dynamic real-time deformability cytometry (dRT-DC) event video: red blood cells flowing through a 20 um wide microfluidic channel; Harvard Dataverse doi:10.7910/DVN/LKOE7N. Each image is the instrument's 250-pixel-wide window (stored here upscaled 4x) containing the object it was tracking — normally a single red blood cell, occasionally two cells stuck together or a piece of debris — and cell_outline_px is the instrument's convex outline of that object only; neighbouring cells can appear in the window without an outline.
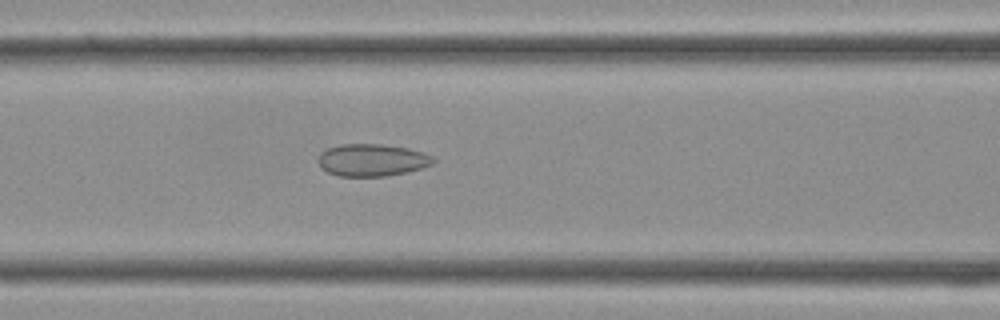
{"species": "Egyptian fruit bat (a non-hibernating species)", "species_latin": "Rousettus aegyptiacus", "temperature_condition": "cold", "stored_images_in_passage": 35, "camera_frame_rate_fps": 3000, "um_per_image_px": 0.085, "frame": {"image": 1, "passage_image": 14, "time_ms": 4.333, "image_size_px": [1000, 320], "cell_outline_px": [[436, 160], [432, 164], [420, 168], [404, 172], [384, 176], [340, 176], [328, 172], [320, 168], [316, 160], [320, 152], [328, 148], [340, 144], [380, 144], [408, 148], [424, 152], [432, 156]], "centroid_in_image_um": [31.57, 13.59], "position_along_channel_um": 135.0, "area_um2": 21.68}}
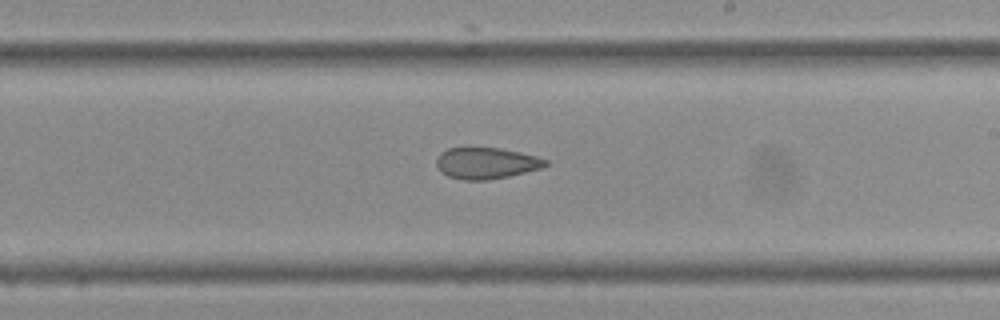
{"frame": {"image": 2, "passage_image": 20, "time_ms": 6.333, "image_size_px": [1000, 320], "cell_outline_px": [[548, 164], [540, 168], [508, 176], [488, 180], [464, 180], [448, 176], [440, 172], [436, 164], [436, 156], [440, 152], [448, 148], [500, 148], [520, 152], [536, 156], [548, 160]], "centroid_in_image_um": [41.29, 13.86], "position_along_channel_um": 247.7, "area_um2": 19.88}}
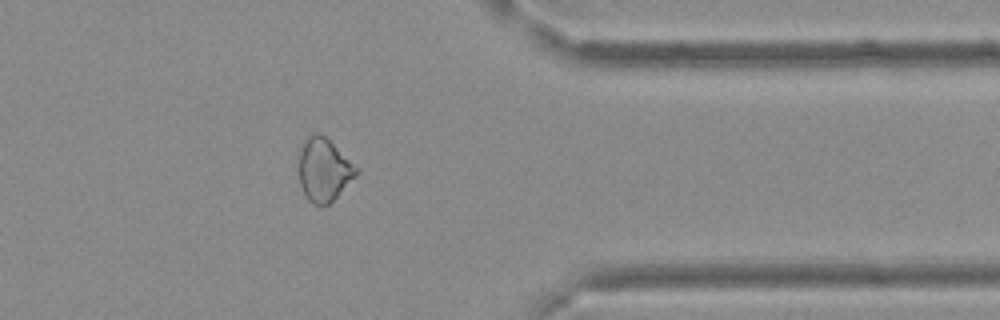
{"frame": {"image": 3, "passage_image": 28, "time_ms": 9.0, "image_size_px": [1000, 320], "cell_outline_px": [[360, 172], [328, 204], [320, 208], [312, 204], [308, 200], [300, 184], [300, 152], [304, 140], [308, 136], [316, 132], [320, 132], [360, 168]], "centroid_in_image_um": [27.56, 14.44], "position_along_channel_um": 383.8, "area_um2": 21.1}}